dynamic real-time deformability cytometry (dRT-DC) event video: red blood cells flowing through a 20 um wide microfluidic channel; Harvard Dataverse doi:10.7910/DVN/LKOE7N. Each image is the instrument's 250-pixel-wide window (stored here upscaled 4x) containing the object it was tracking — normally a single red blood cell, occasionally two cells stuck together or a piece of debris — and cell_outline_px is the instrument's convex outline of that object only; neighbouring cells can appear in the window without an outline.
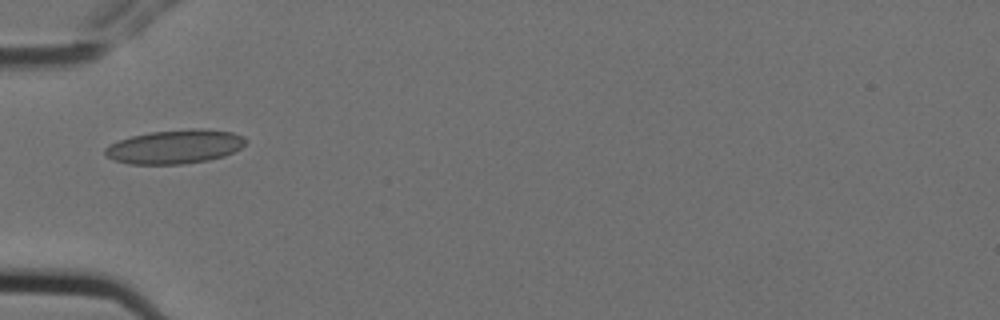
{"species": "Egyptian fruit bat (a non-hibernating species)", "species_latin": "Rousettus aegyptiacus", "temperature_condition": "cold", "stored_images_in_passage": 4, "camera_frame_rate_fps": 3000, "um_per_image_px": 0.085, "animal": {"sex": "female"}, "frame": {"image": 1, "passage_image": 1, "time_ms": 0.0, "image_size_px": [1000, 320], "cell_outline_px": [[248, 140], [240, 148], [224, 156], [208, 160], [184, 164], [128, 164], [112, 160], [104, 152], [104, 148], [108, 144], [132, 136], [148, 132], [192, 128], [204, 128], [232, 132], [244, 136]], "centroid_in_image_um": [14.87, 12.46], "position_along_channel_um": 70.1, "area_um2": 28.03}}
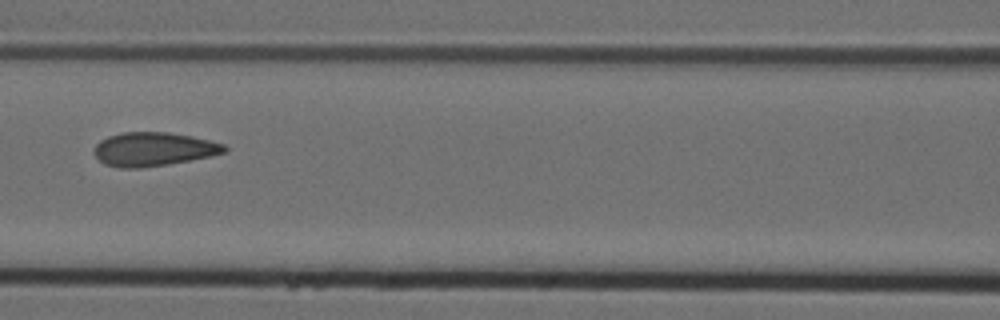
{"frame": {"image": 2, "passage_image": 3, "time_ms": 0.667, "image_size_px": [1000, 320], "cell_outline_px": [[228, 152], [168, 164], [140, 168], [120, 168], [104, 164], [92, 152], [96, 144], [100, 140], [108, 136], [124, 132], [168, 132], [192, 136], [224, 144], [228, 148]], "centroid_in_image_um": [13.02, 12.68], "position_along_channel_um": 153.6, "area_um2": 25.61}}
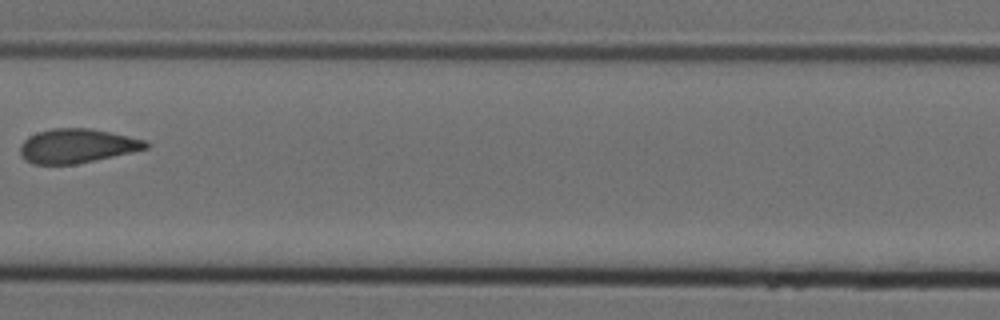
{"frame": {"image": 3, "passage_image": 4, "time_ms": 1.0, "image_size_px": [1000, 320], "cell_outline_px": [[148, 148], [132, 152], [76, 164], [32, 164], [24, 160], [20, 156], [20, 144], [28, 136], [36, 132], [52, 128], [88, 128], [148, 140]], "centroid_in_image_um": [6.5, 12.4], "position_along_channel_um": 200.9, "area_um2": 25.09}}